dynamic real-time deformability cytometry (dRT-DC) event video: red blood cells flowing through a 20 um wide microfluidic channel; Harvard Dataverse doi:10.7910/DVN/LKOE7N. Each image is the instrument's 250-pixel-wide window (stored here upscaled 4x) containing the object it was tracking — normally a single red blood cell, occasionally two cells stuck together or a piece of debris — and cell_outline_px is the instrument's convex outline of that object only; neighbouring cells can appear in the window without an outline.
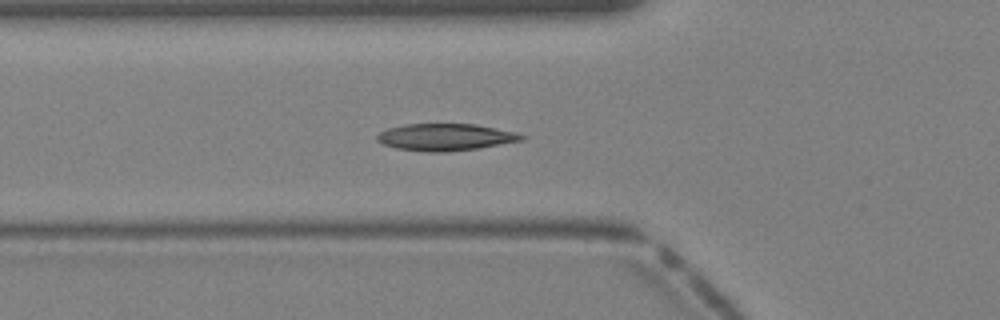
{"species": "Egyptian fruit bat (a non-hibernating species)", "species_latin": "Rousettus aegyptiacus", "temperature_condition": "warm", "stored_images_in_passage": 41, "camera_frame_rate_fps": 3000, "um_per_image_px": 0.085, "animal": {"sex": "female"}, "frame": {"image": 1, "passage_image": 14, "time_ms": 4.333, "image_size_px": [1000, 320], "cell_outline_px": [[528, 136], [524, 140], [480, 148], [444, 152], [428, 152], [396, 148], [384, 144], [376, 140], [376, 136], [380, 132], [388, 128], [404, 124], [476, 124], [516, 132]], "centroid_in_image_um": [37.9, 11.65], "position_along_channel_um": 87.9, "area_um2": 22.83}}
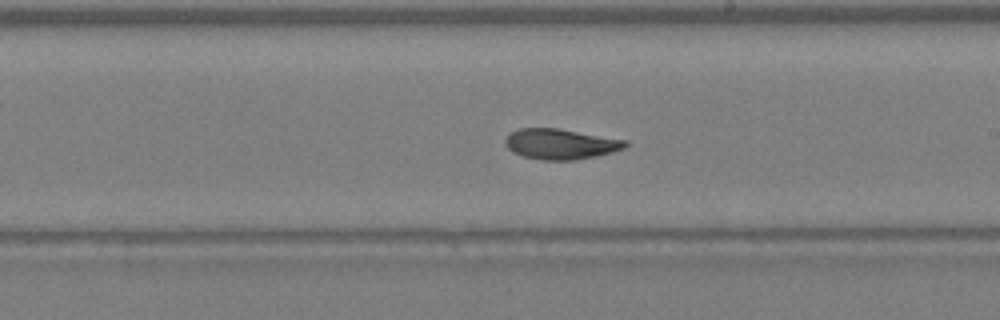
{"frame": {"image": 2, "passage_image": 23, "time_ms": 7.333, "image_size_px": [1000, 320], "cell_outline_px": [[628, 144], [624, 148], [576, 160], [544, 160], [524, 156], [512, 152], [504, 144], [504, 140], [508, 132], [520, 128], [560, 128], [628, 140]], "centroid_in_image_um": [47.6, 12.22], "position_along_channel_um": 241.4, "area_um2": 21.33}}
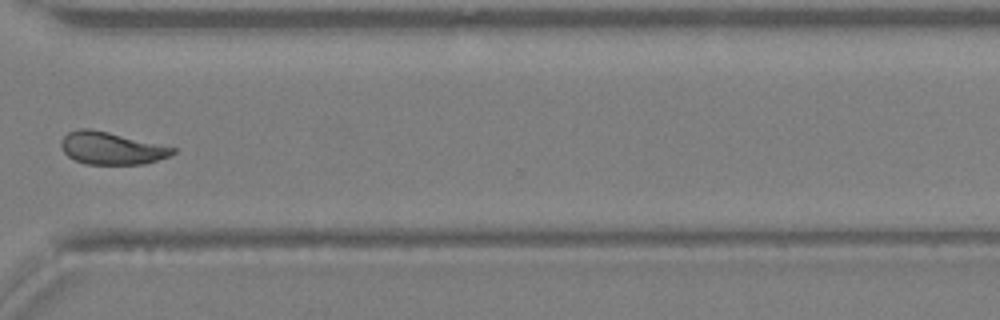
{"frame": {"image": 3, "passage_image": 30, "time_ms": 9.667, "image_size_px": [1000, 320], "cell_outline_px": [[176, 152], [168, 156], [144, 164], [84, 164], [68, 156], [64, 152], [60, 144], [60, 140], [68, 132], [80, 128], [88, 128], [108, 132], [176, 148]], "centroid_in_image_um": [9.43, 12.6], "position_along_channel_um": 361.2, "area_um2": 20.87}}